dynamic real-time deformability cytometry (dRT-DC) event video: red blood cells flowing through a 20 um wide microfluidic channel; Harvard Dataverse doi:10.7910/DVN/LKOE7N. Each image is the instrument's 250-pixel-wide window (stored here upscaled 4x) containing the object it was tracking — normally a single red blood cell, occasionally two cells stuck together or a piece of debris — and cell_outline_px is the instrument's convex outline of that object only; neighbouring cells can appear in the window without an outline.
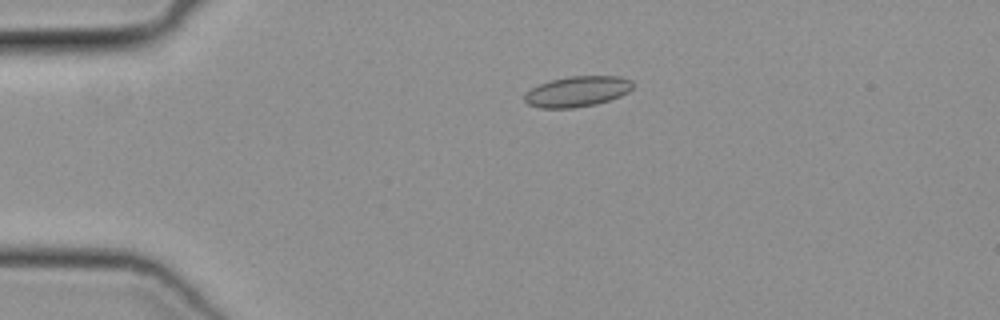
{"species": "common noctule bat (a hibernating species)", "species_latin": "Nyctalus noctula", "temperature_condition": "cold", "stored_images_in_passage": 34, "camera_frame_rate_fps": 3000, "um_per_image_px": 0.085, "animal": {"sex": "female", "body_mass_g": 19.3, "forearm_length_mm": 54.1}, "frame": {"image": 1, "passage_image": 2, "time_ms": 0.333, "image_size_px": [1000, 320], "cell_outline_px": [[636, 84], [628, 92], [620, 96], [596, 104], [572, 108], [540, 108], [528, 104], [524, 100], [524, 92], [548, 80], [568, 76], [620, 76], [632, 80]], "centroid_in_image_um": [49.07, 7.76], "position_along_channel_um": 35.9, "area_um2": 19.48}}
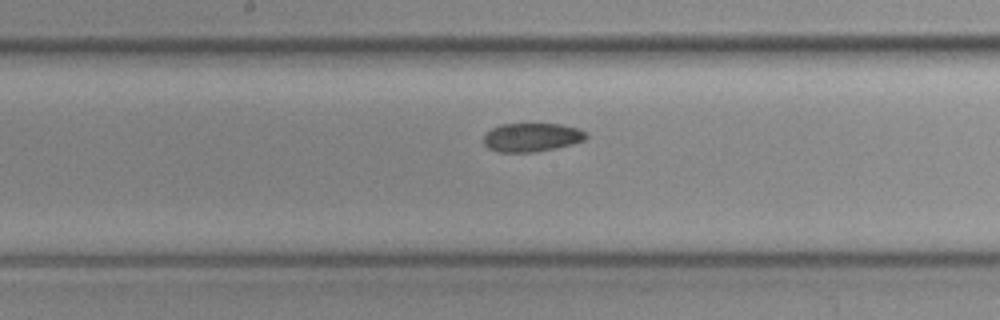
{"frame": {"image": 2, "passage_image": 17, "time_ms": 5.333, "image_size_px": [1000, 320], "cell_outline_px": [[588, 136], [584, 140], [572, 144], [556, 148], [536, 152], [496, 152], [488, 148], [484, 144], [484, 136], [492, 128], [500, 124], [560, 124], [580, 128], [588, 132]], "centroid_in_image_um": [45.23, 11.67], "position_along_channel_um": 203.0, "area_um2": 17.28}}
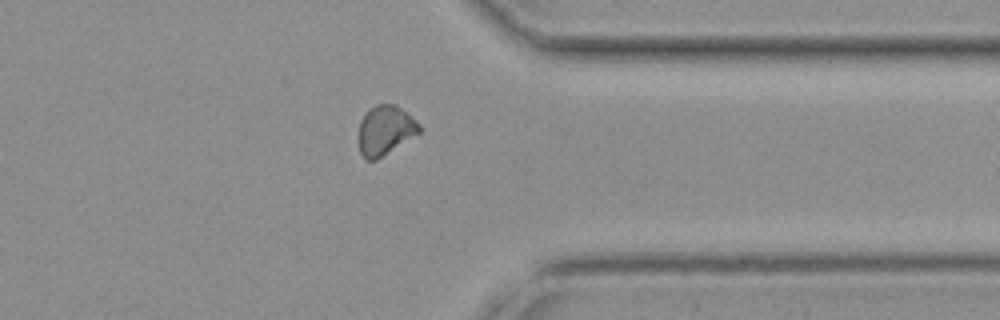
{"frame": {"image": 3, "passage_image": 30, "time_ms": 9.667, "image_size_px": [1000, 320], "cell_outline_px": [[420, 132], [376, 160], [368, 160], [360, 152], [356, 140], [356, 136], [360, 120], [368, 108], [376, 104], [396, 104], [416, 120], [420, 124]], "centroid_in_image_um": [32.68, 11.06], "position_along_channel_um": 378.7, "area_um2": 17.74}}